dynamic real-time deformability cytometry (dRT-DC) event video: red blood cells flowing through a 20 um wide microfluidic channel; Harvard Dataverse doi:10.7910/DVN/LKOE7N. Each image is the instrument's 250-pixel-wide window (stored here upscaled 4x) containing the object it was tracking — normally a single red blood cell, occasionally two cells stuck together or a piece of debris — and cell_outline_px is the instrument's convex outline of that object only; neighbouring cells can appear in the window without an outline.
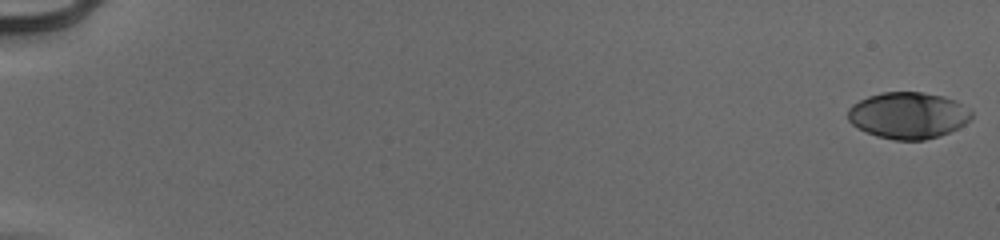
{"species": "human", "species_latin": "Homo sapiens", "temperature_condition": "cold", "stored_images_in_passage": 55, "camera_frame_rate_fps": 3000, "um_per_image_px": 0.085, "donor": {"sex": "male"}, "frame": {"image": 1, "passage_image": 1, "time_ms": 0.0, "image_size_px": [1000, 240], "cell_outline_px": [[972, 116], [964, 124], [940, 136], [924, 140], [892, 140], [876, 136], [856, 128], [848, 120], [848, 108], [852, 104], [868, 96], [880, 92], [920, 92], [944, 96], [956, 100], [972, 112]], "centroid_in_image_um": [77.15, 9.81], "position_along_channel_um": 7.8, "area_um2": 33.58}}
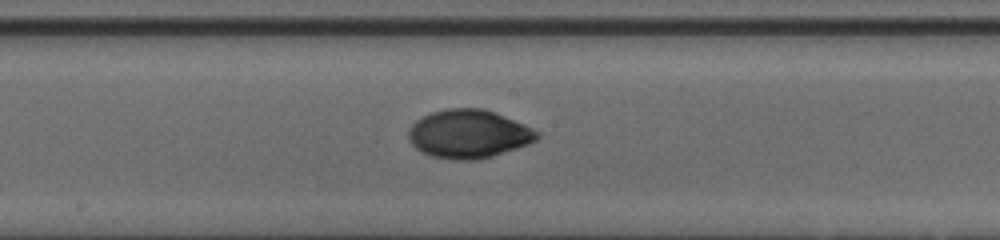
{"frame": {"image": 2, "passage_image": 32, "time_ms": 10.333, "image_size_px": [1000, 240], "cell_outline_px": [[540, 136], [536, 140], [528, 144], [492, 156], [476, 160], [452, 160], [432, 156], [420, 152], [408, 140], [408, 128], [416, 120], [432, 112], [444, 108], [484, 108], [496, 112], [524, 124], [540, 132]], "centroid_in_image_um": [39.82, 11.38], "position_along_channel_um": 208.4, "area_um2": 36.53}}
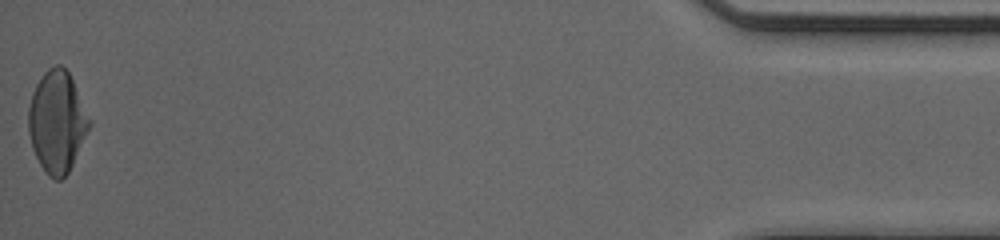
{"frame": {"image": 3, "passage_image": 55, "time_ms": 18.0, "image_size_px": [1000, 240], "cell_outline_px": [[92, 124], [68, 172], [60, 180], [56, 180], [48, 176], [40, 164], [32, 148], [28, 132], [28, 108], [32, 92], [36, 84], [44, 72], [48, 68], [56, 64], [60, 64], [68, 72], [92, 120]], "centroid_in_image_um": [4.84, 10.34], "position_along_channel_um": 430.4, "area_um2": 36.01}, "authors_computed_cell_mechanics": {"area_um2": 34.7956, "velocity_mm_per_s": 3.965, "shape_relaxation_time_tau1_ms": 4.2533, "shape_relaxation_time_tau2_ms": 1.4791, "deformation_change_tau1": 0.1927, "deformation_change_tau2": 0.0236}}